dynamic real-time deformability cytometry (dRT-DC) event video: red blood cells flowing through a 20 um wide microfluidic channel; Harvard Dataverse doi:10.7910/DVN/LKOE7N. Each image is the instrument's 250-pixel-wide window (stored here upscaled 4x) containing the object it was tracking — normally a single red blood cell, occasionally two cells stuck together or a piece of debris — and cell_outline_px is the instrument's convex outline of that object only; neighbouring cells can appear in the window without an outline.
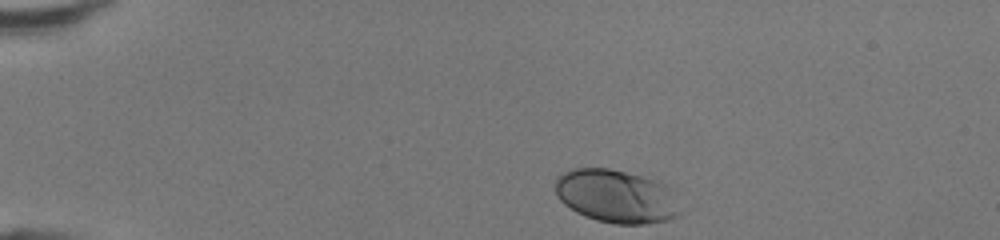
{"species": "human", "species_latin": "Homo sapiens", "temperature_condition": "room temperature", "stored_images_in_passage": 33, "camera_frame_rate_fps": 3000, "um_per_image_px": 0.085, "donor": {"sex": "female"}, "frame": {"image": 1, "passage_image": 1, "time_ms": 0.0, "image_size_px": [1000, 240], "cell_outline_px": [[680, 216], [668, 220], [644, 224], [616, 224], [596, 220], [584, 216], [576, 212], [564, 204], [556, 196], [556, 180], [564, 172], [572, 168], [608, 168], [664, 180], [676, 188], [680, 212]], "centroid_in_image_um": [52.5, 16.67], "position_along_channel_um": 32.5, "area_um2": 39.82}}
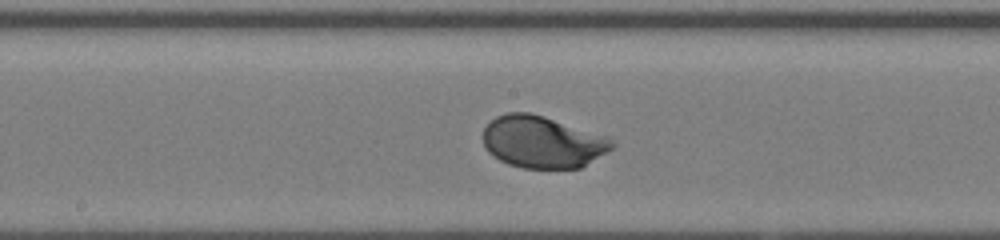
{"frame": {"image": 2, "passage_image": 18, "time_ms": 5.667, "image_size_px": [1000, 240], "cell_outline_px": [[616, 144], [612, 148], [580, 168], [524, 168], [508, 164], [492, 156], [488, 152], [484, 144], [484, 128], [496, 116], [508, 112], [528, 112], [544, 116], [608, 136]], "centroid_in_image_um": [46.1, 12.06], "position_along_channel_um": 202.1, "area_um2": 38.96}}
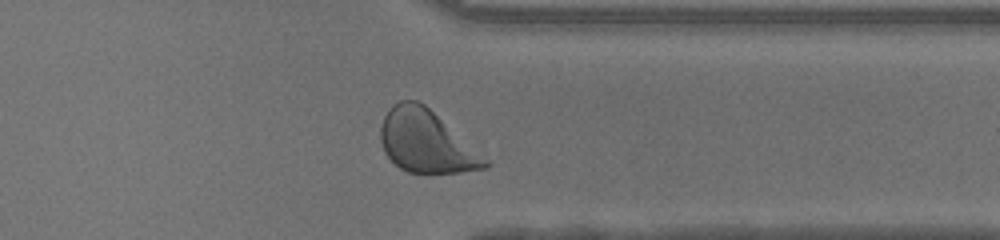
{"frame": {"image": 3, "passage_image": 30, "time_ms": 9.667, "image_size_px": [1000, 240], "cell_outline_px": [[492, 164], [488, 168], [460, 172], [408, 172], [400, 168], [384, 152], [380, 140], [380, 124], [384, 116], [392, 104], [400, 100], [416, 100], [424, 104], [488, 160]], "centroid_in_image_um": [36.19, 12.02], "position_along_channel_um": 375.2, "area_um2": 37.45}, "authors_computed_cell_mechanics": {"area_um2": 38.3792, "velocity_mm_per_s": 4.3416, "shape_relaxation_time_tau1_ms": 1.9734, "shape_relaxation_time_tau2_ms": null, "deformation_change_tau1": 0.1494, "deformation_change_tau2": null}}